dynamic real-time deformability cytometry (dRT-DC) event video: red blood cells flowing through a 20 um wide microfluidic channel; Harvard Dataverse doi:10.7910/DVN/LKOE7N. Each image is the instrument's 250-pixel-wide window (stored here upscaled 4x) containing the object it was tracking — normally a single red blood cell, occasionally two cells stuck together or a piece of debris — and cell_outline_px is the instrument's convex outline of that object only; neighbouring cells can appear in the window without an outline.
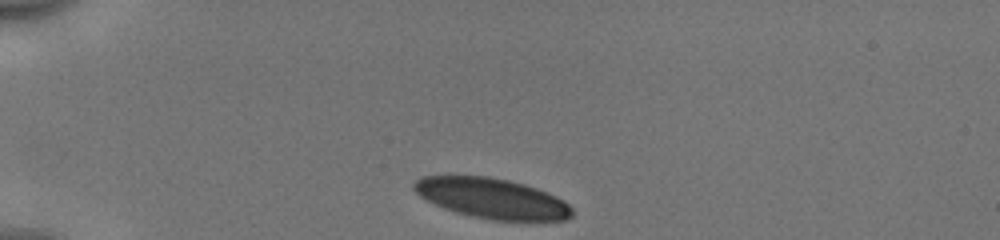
{"species": "human", "species_latin": "Homo sapiens", "temperature_condition": "cold", "stored_images_in_passage": 33, "camera_frame_rate_fps": 3000, "um_per_image_px": 0.085, "donor": {"sex": "male"}, "frame": {"image": 1, "passage_image": 1, "time_ms": 0.0, "image_size_px": [1000, 240], "cell_outline_px": [[572, 216], [564, 220], [492, 220], [456, 212], [444, 208], [420, 196], [412, 188], [412, 184], [416, 180], [424, 176], [488, 176], [508, 180], [524, 184], [548, 192], [564, 200], [572, 208]], "centroid_in_image_um": [41.83, 16.85], "position_along_channel_um": 43.2, "area_um2": 36.82}}
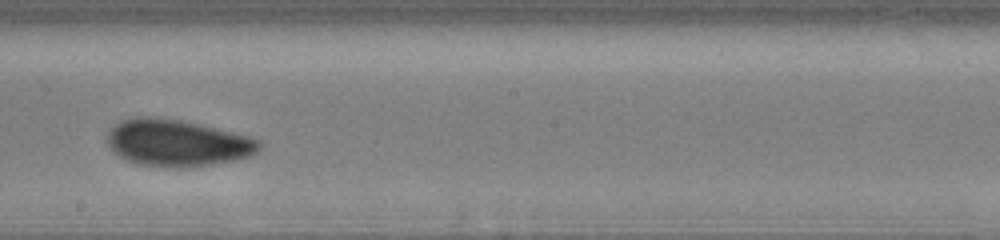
{"frame": {"image": 2, "passage_image": 19, "time_ms": 6.0, "image_size_px": [1000, 240], "cell_outline_px": [[260, 148], [252, 156], [236, 160], [212, 164], [180, 168], [176, 168], [140, 164], [128, 160], [120, 156], [108, 144], [108, 128], [120, 120], [136, 116], [156, 116], [180, 120], [248, 136], [260, 140]], "centroid_in_image_um": [15.05, 12.14], "position_along_channel_um": 233.2, "area_um2": 41.27}}
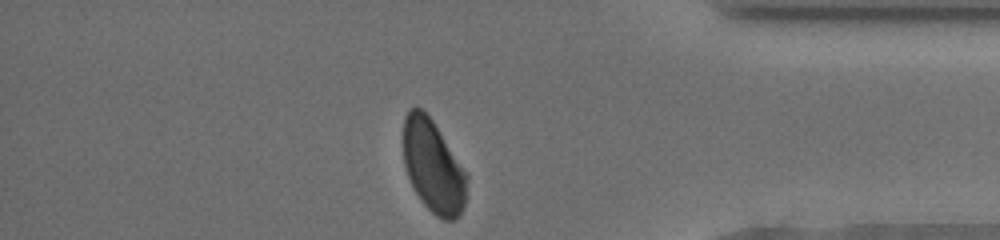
{"frame": {"image": 3, "passage_image": 33, "time_ms": 10.667, "image_size_px": [1000, 240], "cell_outline_px": [[468, 180], [464, 204], [460, 216], [452, 220], [444, 220], [436, 216], [420, 200], [408, 176], [404, 164], [404, 116], [412, 108], [420, 108], [432, 120], [468, 176]], "centroid_in_image_um": [36.82, 14.19], "position_along_channel_um": 398.4, "area_um2": 33.7}, "authors_computed_cell_mechanics": {"area_um2": 39.882, "velocity_mm_per_s": 3.9375, "shape_relaxation_time_tau1_ms": 3.8317, "shape_relaxation_time_tau2_ms": 1.3723, "deformation_change_tau1": 0.0974, "deformation_change_tau2": 0.0605}}